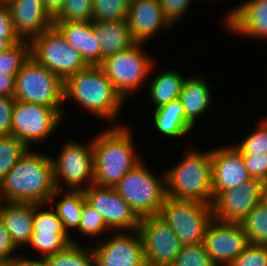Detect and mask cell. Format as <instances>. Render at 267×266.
I'll return each mask as SVG.
<instances>
[{"label":"cell","mask_w":267,"mask_h":266,"mask_svg":"<svg viewBox=\"0 0 267 266\" xmlns=\"http://www.w3.org/2000/svg\"><path fill=\"white\" fill-rule=\"evenodd\" d=\"M177 165L165 170L166 196L212 205L210 150L187 149Z\"/></svg>","instance_id":"277c9868"},{"label":"cell","mask_w":267,"mask_h":266,"mask_svg":"<svg viewBox=\"0 0 267 266\" xmlns=\"http://www.w3.org/2000/svg\"><path fill=\"white\" fill-rule=\"evenodd\" d=\"M127 24L137 43L149 41L172 26L165 19L159 0H137L129 4Z\"/></svg>","instance_id":"ffe728a7"},{"label":"cell","mask_w":267,"mask_h":266,"mask_svg":"<svg viewBox=\"0 0 267 266\" xmlns=\"http://www.w3.org/2000/svg\"><path fill=\"white\" fill-rule=\"evenodd\" d=\"M45 206L48 204L34 203L33 232L28 244V248L32 247L31 250L35 249L40 253L41 260L62 251L71 243H78L73 239L74 236L69 235L64 229L52 205L46 210Z\"/></svg>","instance_id":"5bb4252c"},{"label":"cell","mask_w":267,"mask_h":266,"mask_svg":"<svg viewBox=\"0 0 267 266\" xmlns=\"http://www.w3.org/2000/svg\"><path fill=\"white\" fill-rule=\"evenodd\" d=\"M153 122L158 134L166 138H181L193 130V126L186 120L183 106L178 99L154 109Z\"/></svg>","instance_id":"484cf974"},{"label":"cell","mask_w":267,"mask_h":266,"mask_svg":"<svg viewBox=\"0 0 267 266\" xmlns=\"http://www.w3.org/2000/svg\"><path fill=\"white\" fill-rule=\"evenodd\" d=\"M236 6L224 20L228 32L267 41V0H245Z\"/></svg>","instance_id":"d6986e66"},{"label":"cell","mask_w":267,"mask_h":266,"mask_svg":"<svg viewBox=\"0 0 267 266\" xmlns=\"http://www.w3.org/2000/svg\"><path fill=\"white\" fill-rule=\"evenodd\" d=\"M27 257L24 255H17L11 258L9 261H6L4 264L6 266H44V261L40 258L33 260V259H26Z\"/></svg>","instance_id":"f6af8a7d"},{"label":"cell","mask_w":267,"mask_h":266,"mask_svg":"<svg viewBox=\"0 0 267 266\" xmlns=\"http://www.w3.org/2000/svg\"><path fill=\"white\" fill-rule=\"evenodd\" d=\"M66 41L77 50L87 65L101 64V48L92 21H53Z\"/></svg>","instance_id":"7402d4cb"},{"label":"cell","mask_w":267,"mask_h":266,"mask_svg":"<svg viewBox=\"0 0 267 266\" xmlns=\"http://www.w3.org/2000/svg\"><path fill=\"white\" fill-rule=\"evenodd\" d=\"M177 235L183 245L204 241L214 218L212 205L166 197L157 215Z\"/></svg>","instance_id":"ba28073f"},{"label":"cell","mask_w":267,"mask_h":266,"mask_svg":"<svg viewBox=\"0 0 267 266\" xmlns=\"http://www.w3.org/2000/svg\"><path fill=\"white\" fill-rule=\"evenodd\" d=\"M261 122L267 127V116L265 117V119H262Z\"/></svg>","instance_id":"681fc988"},{"label":"cell","mask_w":267,"mask_h":266,"mask_svg":"<svg viewBox=\"0 0 267 266\" xmlns=\"http://www.w3.org/2000/svg\"><path fill=\"white\" fill-rule=\"evenodd\" d=\"M43 261L44 266H96L92 248L82 247L80 243H71Z\"/></svg>","instance_id":"f1b7e54d"},{"label":"cell","mask_w":267,"mask_h":266,"mask_svg":"<svg viewBox=\"0 0 267 266\" xmlns=\"http://www.w3.org/2000/svg\"><path fill=\"white\" fill-rule=\"evenodd\" d=\"M95 36L101 48V63L104 59L124 51L137 42L133 39L126 20H92Z\"/></svg>","instance_id":"cb8c5ba5"},{"label":"cell","mask_w":267,"mask_h":266,"mask_svg":"<svg viewBox=\"0 0 267 266\" xmlns=\"http://www.w3.org/2000/svg\"><path fill=\"white\" fill-rule=\"evenodd\" d=\"M13 97H0V136L12 135Z\"/></svg>","instance_id":"60d3db41"},{"label":"cell","mask_w":267,"mask_h":266,"mask_svg":"<svg viewBox=\"0 0 267 266\" xmlns=\"http://www.w3.org/2000/svg\"><path fill=\"white\" fill-rule=\"evenodd\" d=\"M83 192L86 201L102 216L112 232L138 230L140 218L113 187L93 183Z\"/></svg>","instance_id":"4fadbf2b"},{"label":"cell","mask_w":267,"mask_h":266,"mask_svg":"<svg viewBox=\"0 0 267 266\" xmlns=\"http://www.w3.org/2000/svg\"><path fill=\"white\" fill-rule=\"evenodd\" d=\"M211 87L202 77H188L184 80L179 100L183 106L186 120L194 127L196 119L212 105ZM199 116V117H198Z\"/></svg>","instance_id":"d4e9b609"},{"label":"cell","mask_w":267,"mask_h":266,"mask_svg":"<svg viewBox=\"0 0 267 266\" xmlns=\"http://www.w3.org/2000/svg\"><path fill=\"white\" fill-rule=\"evenodd\" d=\"M30 57V42L22 39L0 53V73L16 76Z\"/></svg>","instance_id":"4dcf8cb0"},{"label":"cell","mask_w":267,"mask_h":266,"mask_svg":"<svg viewBox=\"0 0 267 266\" xmlns=\"http://www.w3.org/2000/svg\"><path fill=\"white\" fill-rule=\"evenodd\" d=\"M69 100L113 126L126 102L99 65H88L64 81V101Z\"/></svg>","instance_id":"3957f363"},{"label":"cell","mask_w":267,"mask_h":266,"mask_svg":"<svg viewBox=\"0 0 267 266\" xmlns=\"http://www.w3.org/2000/svg\"><path fill=\"white\" fill-rule=\"evenodd\" d=\"M29 42L30 56L63 81L88 66L54 25Z\"/></svg>","instance_id":"9c48e42d"},{"label":"cell","mask_w":267,"mask_h":266,"mask_svg":"<svg viewBox=\"0 0 267 266\" xmlns=\"http://www.w3.org/2000/svg\"><path fill=\"white\" fill-rule=\"evenodd\" d=\"M67 192L56 189L48 204L53 205L52 208L56 211L58 218L62 221L64 229L71 235L69 232L70 229H78L86 197L83 191L68 190ZM61 193L64 196L57 202H54L56 205L54 207L53 201L56 197L60 198Z\"/></svg>","instance_id":"83f0119b"},{"label":"cell","mask_w":267,"mask_h":266,"mask_svg":"<svg viewBox=\"0 0 267 266\" xmlns=\"http://www.w3.org/2000/svg\"><path fill=\"white\" fill-rule=\"evenodd\" d=\"M15 77V100L48 106L65 118V110L62 109L65 102L64 81L60 77L31 56Z\"/></svg>","instance_id":"8992f818"},{"label":"cell","mask_w":267,"mask_h":266,"mask_svg":"<svg viewBox=\"0 0 267 266\" xmlns=\"http://www.w3.org/2000/svg\"><path fill=\"white\" fill-rule=\"evenodd\" d=\"M0 37L20 38L11 18V11L7 2H0Z\"/></svg>","instance_id":"b9f144b4"},{"label":"cell","mask_w":267,"mask_h":266,"mask_svg":"<svg viewBox=\"0 0 267 266\" xmlns=\"http://www.w3.org/2000/svg\"><path fill=\"white\" fill-rule=\"evenodd\" d=\"M21 38H1L0 37V53L11 47L13 44L21 41Z\"/></svg>","instance_id":"7dc6e473"},{"label":"cell","mask_w":267,"mask_h":266,"mask_svg":"<svg viewBox=\"0 0 267 266\" xmlns=\"http://www.w3.org/2000/svg\"><path fill=\"white\" fill-rule=\"evenodd\" d=\"M248 243L267 246V204L259 202L240 223Z\"/></svg>","instance_id":"f546056e"},{"label":"cell","mask_w":267,"mask_h":266,"mask_svg":"<svg viewBox=\"0 0 267 266\" xmlns=\"http://www.w3.org/2000/svg\"><path fill=\"white\" fill-rule=\"evenodd\" d=\"M28 148L13 135L0 136V180L13 168Z\"/></svg>","instance_id":"1f68e13d"},{"label":"cell","mask_w":267,"mask_h":266,"mask_svg":"<svg viewBox=\"0 0 267 266\" xmlns=\"http://www.w3.org/2000/svg\"><path fill=\"white\" fill-rule=\"evenodd\" d=\"M186 78L174 70L161 71L149 79L148 94L154 109L162 107L167 103L178 99L181 93L183 82Z\"/></svg>","instance_id":"4316f807"},{"label":"cell","mask_w":267,"mask_h":266,"mask_svg":"<svg viewBox=\"0 0 267 266\" xmlns=\"http://www.w3.org/2000/svg\"><path fill=\"white\" fill-rule=\"evenodd\" d=\"M171 266H217L202 243L183 245Z\"/></svg>","instance_id":"836d02e7"},{"label":"cell","mask_w":267,"mask_h":266,"mask_svg":"<svg viewBox=\"0 0 267 266\" xmlns=\"http://www.w3.org/2000/svg\"><path fill=\"white\" fill-rule=\"evenodd\" d=\"M65 0H43V6L47 14L54 19L60 12Z\"/></svg>","instance_id":"bcb514c9"},{"label":"cell","mask_w":267,"mask_h":266,"mask_svg":"<svg viewBox=\"0 0 267 266\" xmlns=\"http://www.w3.org/2000/svg\"><path fill=\"white\" fill-rule=\"evenodd\" d=\"M138 231L146 266H171L183 246L172 229L156 215L141 218Z\"/></svg>","instance_id":"7c38bea8"},{"label":"cell","mask_w":267,"mask_h":266,"mask_svg":"<svg viewBox=\"0 0 267 266\" xmlns=\"http://www.w3.org/2000/svg\"><path fill=\"white\" fill-rule=\"evenodd\" d=\"M265 183L251 178L240 186L222 192L212 204L213 216L226 223H241L263 200Z\"/></svg>","instance_id":"2e32d148"},{"label":"cell","mask_w":267,"mask_h":266,"mask_svg":"<svg viewBox=\"0 0 267 266\" xmlns=\"http://www.w3.org/2000/svg\"><path fill=\"white\" fill-rule=\"evenodd\" d=\"M88 143L85 145L72 139L67 140L59 156H51L56 189L64 190L62 184L65 183L68 186L66 191H84L94 183L92 141Z\"/></svg>","instance_id":"30bf717a"},{"label":"cell","mask_w":267,"mask_h":266,"mask_svg":"<svg viewBox=\"0 0 267 266\" xmlns=\"http://www.w3.org/2000/svg\"><path fill=\"white\" fill-rule=\"evenodd\" d=\"M234 146L241 154H264L267 153V127L258 123L257 127L247 134L237 145Z\"/></svg>","instance_id":"8d00e7d4"},{"label":"cell","mask_w":267,"mask_h":266,"mask_svg":"<svg viewBox=\"0 0 267 266\" xmlns=\"http://www.w3.org/2000/svg\"><path fill=\"white\" fill-rule=\"evenodd\" d=\"M33 216L34 203L0 202V219L18 249L31 240Z\"/></svg>","instance_id":"603a6c76"},{"label":"cell","mask_w":267,"mask_h":266,"mask_svg":"<svg viewBox=\"0 0 267 266\" xmlns=\"http://www.w3.org/2000/svg\"><path fill=\"white\" fill-rule=\"evenodd\" d=\"M93 0H65L53 21H92Z\"/></svg>","instance_id":"e575fe53"},{"label":"cell","mask_w":267,"mask_h":266,"mask_svg":"<svg viewBox=\"0 0 267 266\" xmlns=\"http://www.w3.org/2000/svg\"><path fill=\"white\" fill-rule=\"evenodd\" d=\"M16 77L0 73V97H13L15 93Z\"/></svg>","instance_id":"ee69618b"},{"label":"cell","mask_w":267,"mask_h":266,"mask_svg":"<svg viewBox=\"0 0 267 266\" xmlns=\"http://www.w3.org/2000/svg\"><path fill=\"white\" fill-rule=\"evenodd\" d=\"M242 158L251 178L267 184V153L242 154Z\"/></svg>","instance_id":"f35d334b"},{"label":"cell","mask_w":267,"mask_h":266,"mask_svg":"<svg viewBox=\"0 0 267 266\" xmlns=\"http://www.w3.org/2000/svg\"><path fill=\"white\" fill-rule=\"evenodd\" d=\"M77 230L87 237H100V235H103L102 233H107L109 228L106 226L102 216L96 211V209L85 201Z\"/></svg>","instance_id":"d590c367"},{"label":"cell","mask_w":267,"mask_h":266,"mask_svg":"<svg viewBox=\"0 0 267 266\" xmlns=\"http://www.w3.org/2000/svg\"><path fill=\"white\" fill-rule=\"evenodd\" d=\"M63 120L64 118L53 108L15 100L12 135L30 149L31 143H42L49 138Z\"/></svg>","instance_id":"8fae6325"},{"label":"cell","mask_w":267,"mask_h":266,"mask_svg":"<svg viewBox=\"0 0 267 266\" xmlns=\"http://www.w3.org/2000/svg\"><path fill=\"white\" fill-rule=\"evenodd\" d=\"M113 234L108 240L100 237L96 246L91 245L96 266H146L143 242L138 230Z\"/></svg>","instance_id":"9a60e30c"},{"label":"cell","mask_w":267,"mask_h":266,"mask_svg":"<svg viewBox=\"0 0 267 266\" xmlns=\"http://www.w3.org/2000/svg\"><path fill=\"white\" fill-rule=\"evenodd\" d=\"M128 4L132 3V2H135L137 0H126Z\"/></svg>","instance_id":"f907efd6"},{"label":"cell","mask_w":267,"mask_h":266,"mask_svg":"<svg viewBox=\"0 0 267 266\" xmlns=\"http://www.w3.org/2000/svg\"><path fill=\"white\" fill-rule=\"evenodd\" d=\"M203 244L217 266H229L249 245L240 223H226L215 218L207 227Z\"/></svg>","instance_id":"e0dca14e"},{"label":"cell","mask_w":267,"mask_h":266,"mask_svg":"<svg viewBox=\"0 0 267 266\" xmlns=\"http://www.w3.org/2000/svg\"><path fill=\"white\" fill-rule=\"evenodd\" d=\"M157 177L141 160L113 188L141 219L156 216L166 196L165 172Z\"/></svg>","instance_id":"5b68a950"},{"label":"cell","mask_w":267,"mask_h":266,"mask_svg":"<svg viewBox=\"0 0 267 266\" xmlns=\"http://www.w3.org/2000/svg\"><path fill=\"white\" fill-rule=\"evenodd\" d=\"M128 7L126 0H93V20H126Z\"/></svg>","instance_id":"d6a6232c"},{"label":"cell","mask_w":267,"mask_h":266,"mask_svg":"<svg viewBox=\"0 0 267 266\" xmlns=\"http://www.w3.org/2000/svg\"><path fill=\"white\" fill-rule=\"evenodd\" d=\"M123 125L110 126L92 140L96 185L114 187L144 159L135 152L131 128Z\"/></svg>","instance_id":"7a4b0ae2"},{"label":"cell","mask_w":267,"mask_h":266,"mask_svg":"<svg viewBox=\"0 0 267 266\" xmlns=\"http://www.w3.org/2000/svg\"><path fill=\"white\" fill-rule=\"evenodd\" d=\"M263 201L267 204V184L264 186Z\"/></svg>","instance_id":"c3c4849f"},{"label":"cell","mask_w":267,"mask_h":266,"mask_svg":"<svg viewBox=\"0 0 267 266\" xmlns=\"http://www.w3.org/2000/svg\"><path fill=\"white\" fill-rule=\"evenodd\" d=\"M212 163V204L224 191L240 186L251 179L241 152L233 145L217 146L210 150Z\"/></svg>","instance_id":"ac0fdd59"},{"label":"cell","mask_w":267,"mask_h":266,"mask_svg":"<svg viewBox=\"0 0 267 266\" xmlns=\"http://www.w3.org/2000/svg\"><path fill=\"white\" fill-rule=\"evenodd\" d=\"M13 25L21 39L30 41L53 26L43 0H8Z\"/></svg>","instance_id":"44dd1931"},{"label":"cell","mask_w":267,"mask_h":266,"mask_svg":"<svg viewBox=\"0 0 267 266\" xmlns=\"http://www.w3.org/2000/svg\"><path fill=\"white\" fill-rule=\"evenodd\" d=\"M229 266H267V246L249 244Z\"/></svg>","instance_id":"74e56055"},{"label":"cell","mask_w":267,"mask_h":266,"mask_svg":"<svg viewBox=\"0 0 267 266\" xmlns=\"http://www.w3.org/2000/svg\"><path fill=\"white\" fill-rule=\"evenodd\" d=\"M161 7L163 9V14L165 19L170 23L171 26L177 24V21L182 18V16L187 14L192 0H159Z\"/></svg>","instance_id":"ab89813d"},{"label":"cell","mask_w":267,"mask_h":266,"mask_svg":"<svg viewBox=\"0 0 267 266\" xmlns=\"http://www.w3.org/2000/svg\"><path fill=\"white\" fill-rule=\"evenodd\" d=\"M143 45L144 43H136L107 57L99 65L124 100L144 85L155 67L153 58L143 51Z\"/></svg>","instance_id":"52a82bcc"},{"label":"cell","mask_w":267,"mask_h":266,"mask_svg":"<svg viewBox=\"0 0 267 266\" xmlns=\"http://www.w3.org/2000/svg\"><path fill=\"white\" fill-rule=\"evenodd\" d=\"M31 150L0 180V202L49 203L56 190L51 156Z\"/></svg>","instance_id":"6da1fadb"},{"label":"cell","mask_w":267,"mask_h":266,"mask_svg":"<svg viewBox=\"0 0 267 266\" xmlns=\"http://www.w3.org/2000/svg\"><path fill=\"white\" fill-rule=\"evenodd\" d=\"M18 248L12 242V239L4 227L2 220L0 219V263H5L9 261L11 258L15 257V252ZM15 253V255H13Z\"/></svg>","instance_id":"7bdbcfd3"}]
</instances>
